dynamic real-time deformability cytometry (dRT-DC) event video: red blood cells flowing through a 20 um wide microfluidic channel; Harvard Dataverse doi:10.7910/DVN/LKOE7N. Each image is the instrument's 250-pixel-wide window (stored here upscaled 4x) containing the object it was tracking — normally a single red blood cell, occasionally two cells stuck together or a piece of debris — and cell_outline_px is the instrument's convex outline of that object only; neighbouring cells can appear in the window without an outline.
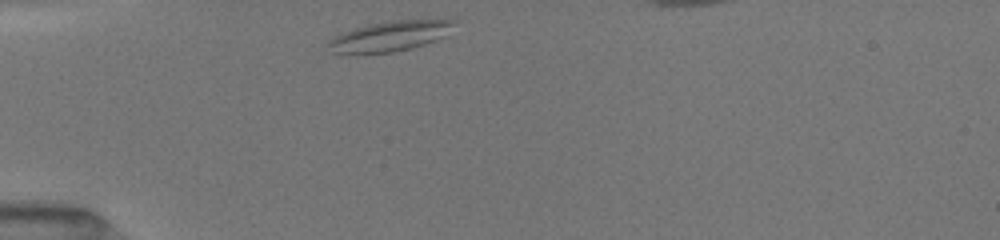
{"species": "common noctule bat (a hibernating species)", "species_latin": "Nyctalus noctula", "temperature_condition": "room temperature", "stored_images_in_passage": 21, "camera_frame_rate_fps": 3000, "um_per_image_px": 0.085, "animal": {"sex": "female", "body_mass_g": 19.5, "forearm_length_mm": 54.1}, "frame": {"image": 1, "passage_image": 1, "time_ms": 0.0, "image_size_px": [1000, 240], "cell_outline_px": [[452, 24], [440, 36], [432, 40], [408, 48], [392, 52], [332, 52], [328, 44], [336, 36], [356, 28], [372, 24], [396, 20], [452, 20]], "centroid_in_image_um": [33.08, 3.06], "position_along_channel_um": 51.9, "area_um2": 20.29}}
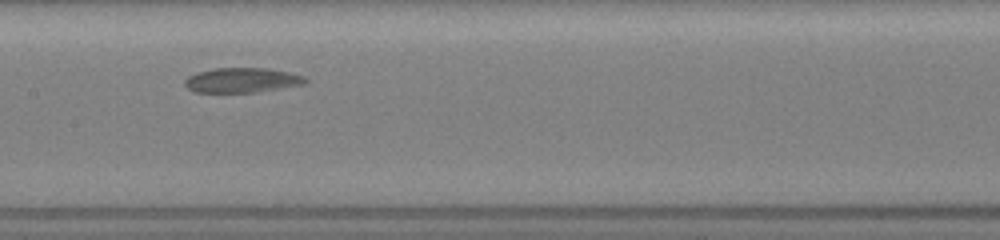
{"frame": {"image": 2, "passage_image": 9, "time_ms": 4.0, "image_size_px": [1000, 240], "cell_outline_px": [[308, 80], [304, 84], [256, 92], [192, 92], [184, 84], [184, 80], [188, 76], [196, 72], [216, 68], [264, 68], [288, 72], [304, 76]], "centroid_in_image_um": [20.53, 6.81], "position_along_channel_um": 186.9, "area_um2": 17.34}}
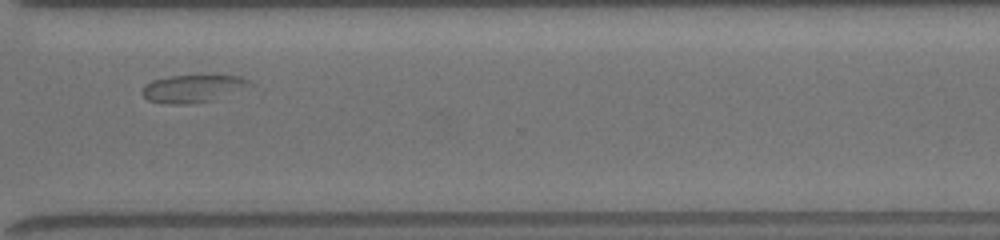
{"frame": {"image": 3, "passage_image": 19, "time_ms": 8.333, "image_size_px": [1000, 240], "cell_outline_px": [[256, 88], [212, 100], [188, 104], [164, 104], [148, 100], [140, 92], [152, 80], [168, 76], [240, 76], [256, 84]], "centroid_in_image_um": [16.52, 7.54], "position_along_channel_um": 354.1, "area_um2": 17.69}}